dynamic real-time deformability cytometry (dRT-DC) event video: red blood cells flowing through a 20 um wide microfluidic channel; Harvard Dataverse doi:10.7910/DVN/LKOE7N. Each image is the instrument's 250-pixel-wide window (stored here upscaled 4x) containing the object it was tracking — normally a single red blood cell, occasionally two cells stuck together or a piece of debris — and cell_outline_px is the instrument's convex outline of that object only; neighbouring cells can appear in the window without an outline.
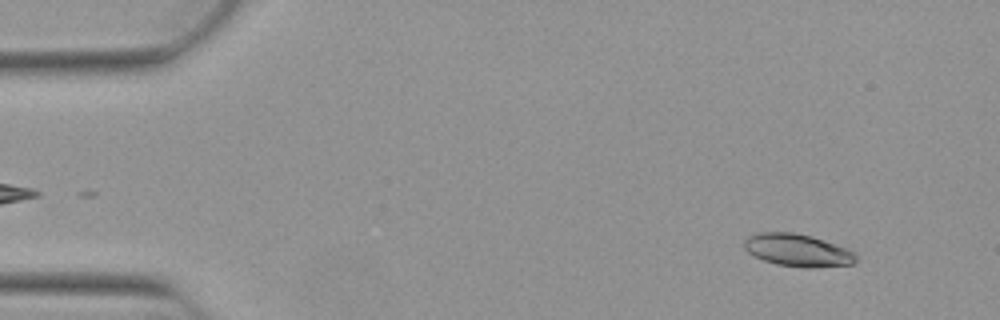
{"species": "Egyptian fruit bat (a non-hibernating species)", "species_latin": "Rousettus aegyptiacus", "temperature_condition": "warm", "stored_images_in_passage": 51, "camera_frame_rate_fps": 3000, "um_per_image_px": 0.085, "animal": {"sex": "female"}, "frame": {"image": 1, "passage_image": 4, "time_ms": 1.0, "image_size_px": [1000, 320], "cell_outline_px": [[856, 260], [852, 264], [812, 268], [804, 268], [776, 264], [764, 260], [748, 252], [744, 248], [744, 240], [748, 236], [756, 232], [792, 232], [812, 236], [848, 248], [856, 252]], "centroid_in_image_um": [67.81, 21.26], "position_along_channel_um": 17.2, "area_um2": 21.33}}
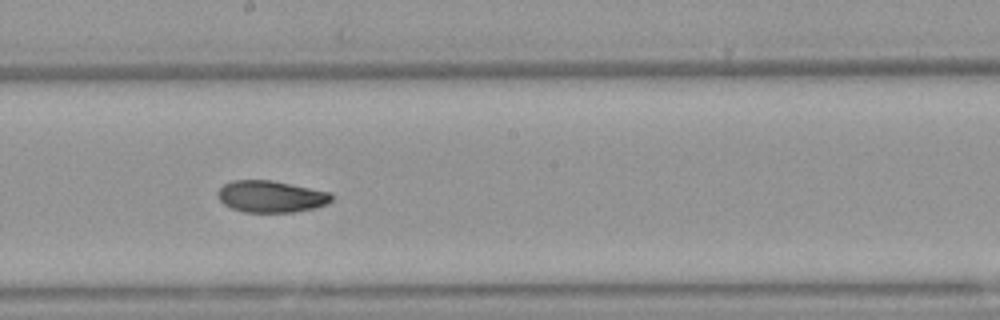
{"frame": {"image": 2, "passage_image": 28, "time_ms": 9.0, "image_size_px": [1000, 320], "cell_outline_px": [[332, 200], [328, 204], [316, 208], [292, 212], [244, 212], [232, 208], [224, 204], [216, 196], [216, 192], [224, 184], [232, 180], [272, 180], [332, 192]], "centroid_in_image_um": [23.05, 16.7], "position_along_channel_um": 225.2, "area_um2": 21.27}}
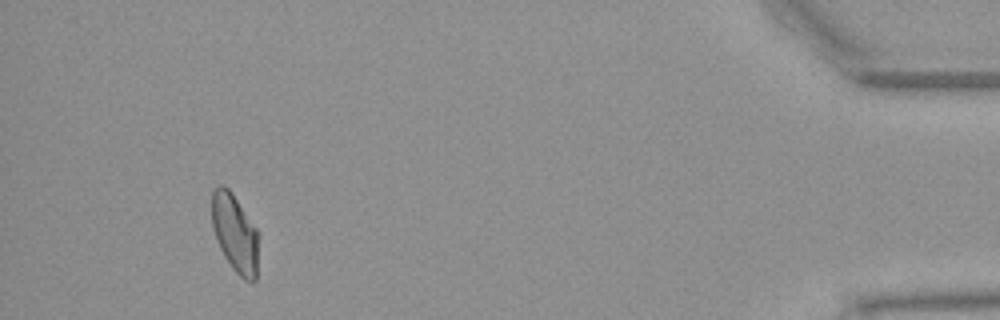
{"frame": {"image": 3, "passage_image": 48, "time_ms": 15.667, "image_size_px": [1000, 320], "cell_outline_px": [[256, 280], [244, 280], [232, 268], [224, 256], [216, 240], [212, 228], [212, 192], [220, 184], [224, 184], [232, 192], [256, 228]], "centroid_in_image_um": [19.92, 19.78], "position_along_channel_um": 415.3, "area_um2": 20.81}, "authors_computed_cell_mechanics": {"area_um2": 21.5016, "velocity_mm_per_s": 3.8841, "shape_relaxation_time_tau1_ms": 7.3364, "shape_relaxation_time_tau2_ms": 6.9802, "deformation_change_tau1": 0.1888, "deformation_change_tau2": 0.1076}}